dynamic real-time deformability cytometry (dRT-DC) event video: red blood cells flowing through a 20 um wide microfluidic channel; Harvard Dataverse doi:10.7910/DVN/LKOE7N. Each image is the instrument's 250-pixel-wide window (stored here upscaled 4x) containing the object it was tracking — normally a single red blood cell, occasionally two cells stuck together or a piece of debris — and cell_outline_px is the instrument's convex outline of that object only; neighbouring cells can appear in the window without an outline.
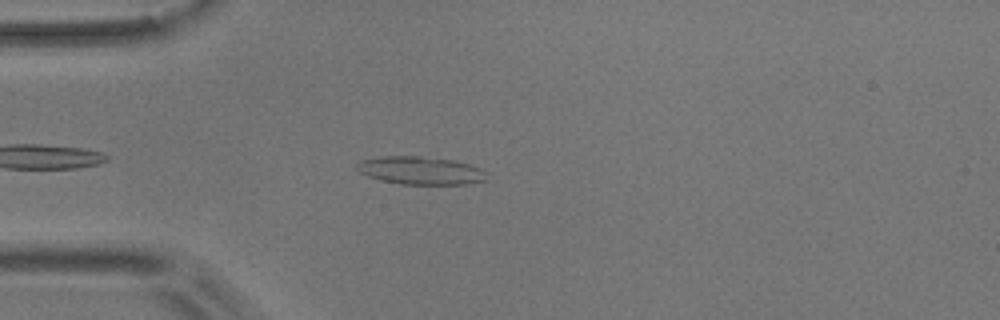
{"species": "common noctule bat (a hibernating species)", "species_latin": "Nyctalus noctula", "temperature_condition": "room temperature", "stored_images_in_passage": 10, "camera_frame_rate_fps": 3000, "um_per_image_px": 0.085, "animal": {"sex": "male", "body_mass_g": 17.9}, "frame": {"image": 1, "passage_image": 5, "time_ms": 1.333, "image_size_px": [1000, 320], "cell_outline_px": [[488, 180], [464, 184], [400, 184], [380, 180], [368, 176], [360, 172], [356, 168], [356, 164], [360, 160], [380, 156], [416, 156], [452, 160], [468, 164], [480, 168], [484, 172]], "centroid_in_image_um": [35.7, 14.49], "position_along_channel_um": 49.3, "area_um2": 21.04}}